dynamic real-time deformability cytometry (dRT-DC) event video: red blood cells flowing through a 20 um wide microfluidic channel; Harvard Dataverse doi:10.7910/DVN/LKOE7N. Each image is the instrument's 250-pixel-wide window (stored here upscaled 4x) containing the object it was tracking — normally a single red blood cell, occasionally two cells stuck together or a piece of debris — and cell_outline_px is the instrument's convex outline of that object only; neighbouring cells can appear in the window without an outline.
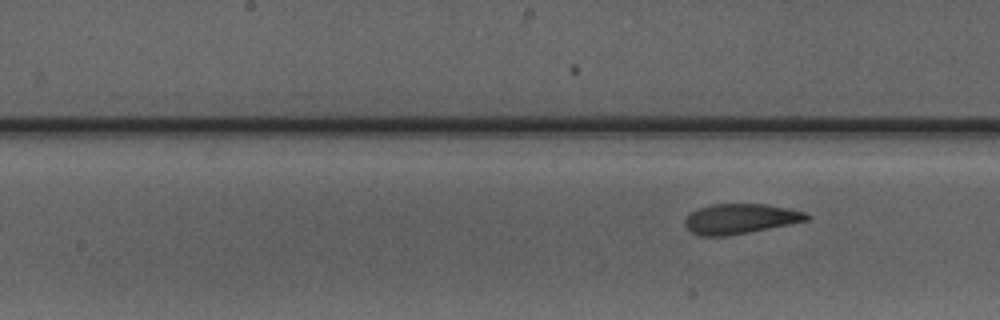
{"species": "Egyptian fruit bat (a non-hibernating species)", "species_latin": "Rousettus aegyptiacus", "temperature_condition": "warm", "stored_images_in_passage": 7, "segment_of_instrument_passage": [2, 2], "camera_frame_rate_fps": 3000, "um_per_image_px": 0.085, "animal": {"sex": "male"}, "frame": {"image": 1, "passage_image": 7, "time_ms": 8.0, "image_size_px": [1000, 320], "cell_outline_px": [[812, 216], [808, 220], [748, 232], [724, 236], [700, 236], [692, 232], [684, 224], [684, 220], [692, 212], [700, 208], [712, 204], [768, 204], [788, 208], [804, 212]], "centroid_in_image_um": [62.93, 18.59], "position_along_channel_um": 185.3, "area_um2": 21.04}}